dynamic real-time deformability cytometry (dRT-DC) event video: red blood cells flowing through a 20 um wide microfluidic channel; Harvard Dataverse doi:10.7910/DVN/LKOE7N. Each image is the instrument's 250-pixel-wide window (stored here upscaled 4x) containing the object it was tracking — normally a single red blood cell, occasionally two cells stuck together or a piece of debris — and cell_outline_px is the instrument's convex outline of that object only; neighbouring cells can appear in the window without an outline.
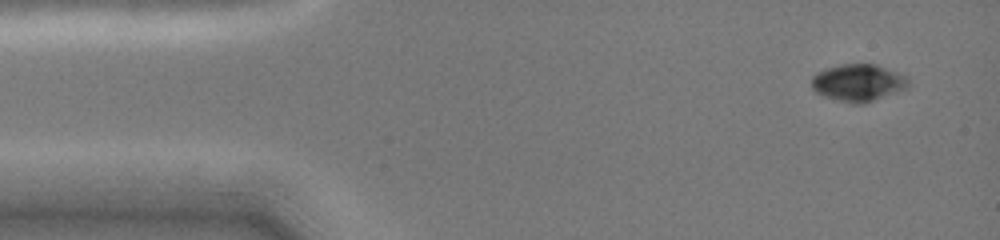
{"species": "common noctule bat (a hibernating species)", "species_latin": "Nyctalus noctula", "temperature_condition": "cold", "stored_images_in_passage": 6, "camera_frame_rate_fps": 3000, "um_per_image_px": 0.085, "animal": {"sex": "female", "body_mass_g": 19.0, "forearm_length_mm": 51.5}, "frame": {"image": 1, "passage_image": 1, "time_ms": 0.0, "image_size_px": [1000, 240], "cell_outline_px": [[908, 88], [860, 104], [856, 104], [824, 96], [816, 92], [812, 88], [812, 76], [816, 72], [840, 64], [876, 64], [908, 76]], "centroid_in_image_um": [72.95, 7.01], "position_along_channel_um": 12.1, "area_um2": 20.69}}
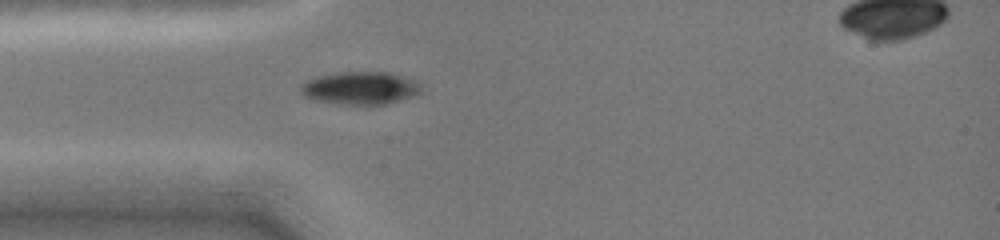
{"frame": {"image": 2, "passage_image": 4, "time_ms": 3.333, "image_size_px": [1000, 240], "cell_outline_px": [[424, 92], [388, 104], [340, 104], [312, 100], [304, 96], [300, 92], [300, 84], [308, 80], [320, 76], [340, 72], [388, 72], [416, 80], [420, 84]], "centroid_in_image_um": [30.64, 7.49], "position_along_channel_um": 54.4, "area_um2": 23.12}}
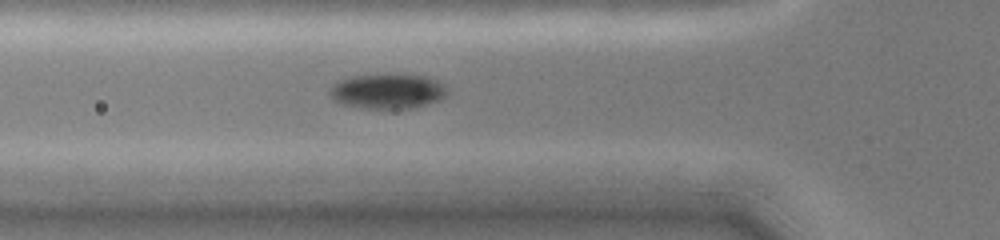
{"frame": {"image": 3, "passage_image": 6, "time_ms": 4.333, "image_size_px": [1000, 240], "cell_outline_px": [[448, 92], [440, 100], [412, 108], [360, 108], [340, 104], [332, 100], [328, 96], [328, 92], [340, 80], [352, 76], [424, 76], [436, 80], [444, 84], [448, 88]], "centroid_in_image_um": [32.93, 7.79], "position_along_channel_um": 92.9, "area_um2": 23.47}}